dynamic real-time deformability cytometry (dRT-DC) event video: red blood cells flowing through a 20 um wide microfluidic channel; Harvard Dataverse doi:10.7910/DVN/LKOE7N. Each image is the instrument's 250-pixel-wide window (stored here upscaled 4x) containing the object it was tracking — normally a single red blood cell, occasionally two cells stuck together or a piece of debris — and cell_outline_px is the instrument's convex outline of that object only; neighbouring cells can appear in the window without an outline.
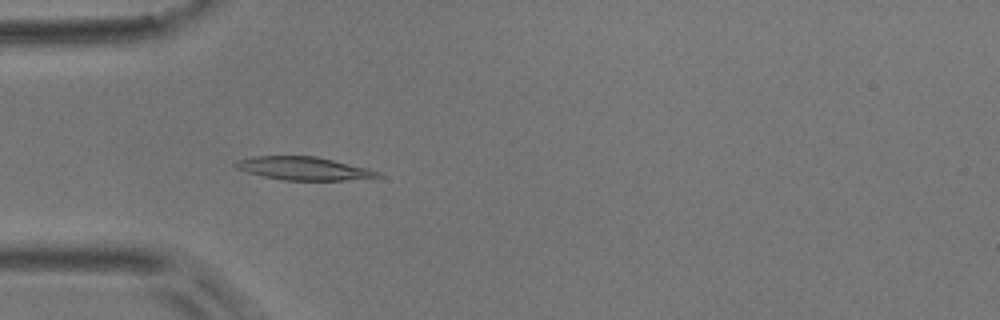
{"species": "common noctule bat (a hibernating species)", "species_latin": "Nyctalus noctula", "temperature_condition": "room temperature", "stored_images_in_passage": 50, "camera_frame_rate_fps": 3000, "um_per_image_px": 0.085, "animal": {"sex": "male", "body_mass_g": 17.9}, "frame": {"image": 1, "passage_image": 14, "time_ms": 4.333, "image_size_px": [1000, 320], "cell_outline_px": [[380, 176], [344, 180], [284, 180], [264, 176], [248, 172], [236, 168], [232, 164], [236, 160], [252, 156], [316, 156], [368, 168], [380, 172]], "centroid_in_image_um": [25.75, 14.3], "position_along_channel_um": 59.2, "area_um2": 19.02}}
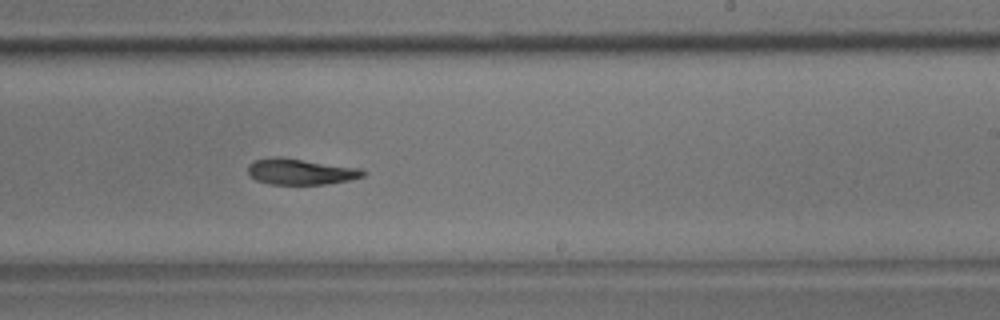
{"frame": {"image": 2, "passage_image": 30, "time_ms": 9.667, "image_size_px": [1000, 320], "cell_outline_px": [[368, 172], [364, 176], [348, 180], [328, 184], [268, 184], [256, 180], [248, 172], [248, 164], [252, 160], [272, 156], [276, 156], [364, 168]], "centroid_in_image_um": [25.57, 14.58], "position_along_channel_um": 263.4, "area_um2": 17.69}}
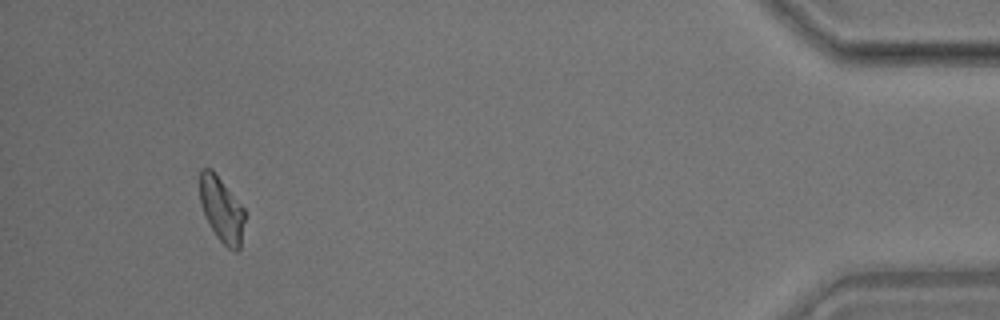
{"frame": {"image": 3, "passage_image": 47, "time_ms": 15.333, "image_size_px": [1000, 320], "cell_outline_px": [[244, 220], [240, 248], [236, 252], [228, 248], [216, 236], [200, 204], [200, 168], [212, 168], [244, 208]], "centroid_in_image_um": [18.83, 17.78], "position_along_channel_um": 416.4, "area_um2": 16.82}, "authors_computed_cell_mechanics": {"area_um2": 18.0914, "velocity_mm_per_s": 3.8921, "shape_relaxation_time_tau1_ms": 6.4633, "shape_relaxation_time_tau2_ms": 6.8202, "deformation_change_tau1": 0.1533, "deformation_change_tau2": 0.1306}}